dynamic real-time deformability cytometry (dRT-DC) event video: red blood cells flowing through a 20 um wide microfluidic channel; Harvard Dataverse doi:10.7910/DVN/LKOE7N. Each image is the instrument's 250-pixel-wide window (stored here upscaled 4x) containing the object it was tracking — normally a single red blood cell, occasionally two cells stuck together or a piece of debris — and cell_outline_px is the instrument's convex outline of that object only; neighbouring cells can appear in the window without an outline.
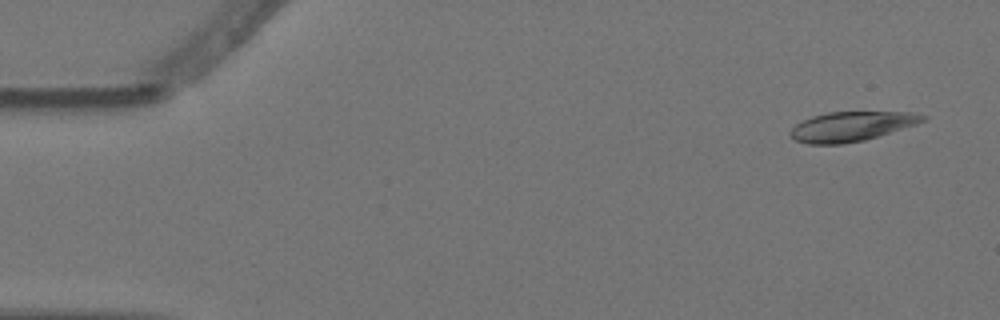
{"species": "Egyptian fruit bat (a non-hibernating species)", "species_latin": "Rousettus aegyptiacus", "temperature_condition": "warm", "stored_images_in_passage": 6, "camera_frame_rate_fps": 3000, "um_per_image_px": 0.085, "animal": {"sex": "female"}, "frame": {"image": 1, "passage_image": 1, "time_ms": 0.0, "image_size_px": [1000, 320], "cell_outline_px": [[928, 116], [924, 120], [916, 124], [864, 140], [844, 144], [808, 144], [796, 140], [788, 132], [796, 124], [812, 116], [828, 112], [912, 112]], "centroid_in_image_um": [72.36, 10.74], "position_along_channel_um": 12.6, "area_um2": 22.6}}
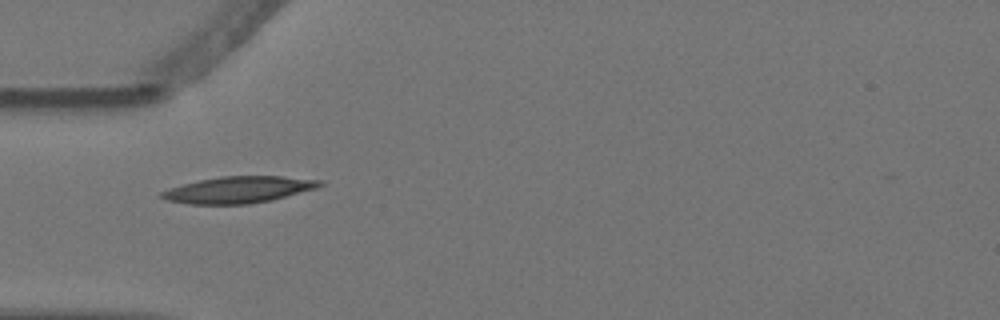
{"frame": {"image": 2, "passage_image": 5, "time_ms": 1.333, "image_size_px": [1000, 320], "cell_outline_px": [[324, 184], [316, 188], [272, 200], [248, 204], [188, 204], [168, 200], [160, 196], [160, 192], [184, 184], [200, 180], [220, 176], [280, 176], [324, 180]], "centroid_in_image_um": [20.32, 16.12], "position_along_channel_um": 64.7, "area_um2": 24.28}}